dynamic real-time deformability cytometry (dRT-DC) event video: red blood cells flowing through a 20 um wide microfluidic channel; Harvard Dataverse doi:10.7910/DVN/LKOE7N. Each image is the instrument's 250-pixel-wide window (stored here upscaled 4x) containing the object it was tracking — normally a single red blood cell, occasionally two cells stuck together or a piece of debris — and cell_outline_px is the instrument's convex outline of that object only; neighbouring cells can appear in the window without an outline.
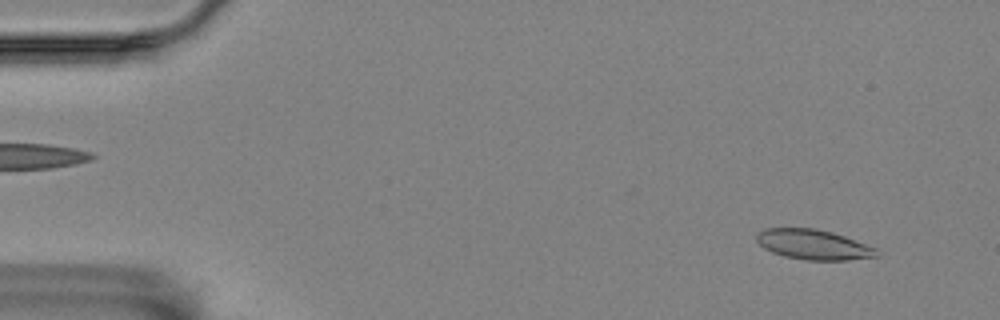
{"species": "Egyptian fruit bat (a non-hibernating species)", "species_latin": "Rousettus aegyptiacus", "temperature_condition": "room temperature", "stored_images_in_passage": 21, "camera_frame_rate_fps": 3000, "um_per_image_px": 0.085, "animal": {"sex": "female"}, "frame": {"image": 1, "passage_image": 5, "time_ms": 1.333, "image_size_px": [1000, 320], "cell_outline_px": [[880, 256], [848, 260], [804, 260], [784, 256], [772, 252], [764, 248], [756, 240], [756, 236], [764, 228], [812, 228], [832, 232], [844, 236], [876, 248]], "centroid_in_image_um": [69.14, 20.79], "position_along_channel_um": 15.9, "area_um2": 20.92}}
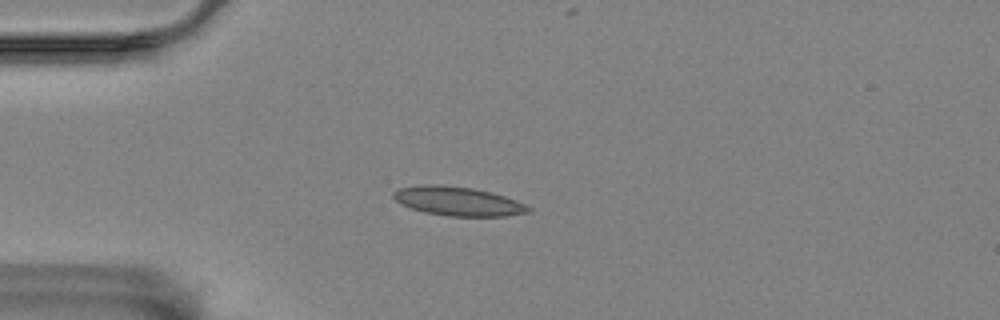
{"frame": {"image": 2, "passage_image": 15, "time_ms": 4.667, "image_size_px": [1000, 320], "cell_outline_px": [[532, 212], [508, 216], [448, 216], [424, 212], [400, 204], [392, 196], [392, 192], [400, 188], [420, 184], [440, 184], [472, 188], [492, 192], [516, 200], [532, 208]], "centroid_in_image_um": [38.93, 17.1], "position_along_channel_um": 46.1, "area_um2": 23.0}}
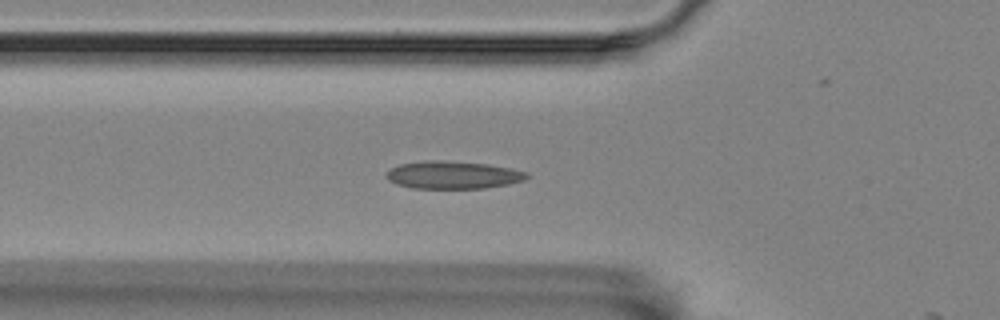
{"frame": {"image": 3, "passage_image": 20, "time_ms": 6.333, "image_size_px": [1000, 320], "cell_outline_px": [[528, 176], [524, 180], [508, 184], [484, 188], [412, 188], [396, 184], [388, 180], [384, 176], [392, 168], [400, 164], [424, 160], [436, 160], [488, 164], [528, 172]], "centroid_in_image_um": [38.47, 14.87], "position_along_channel_um": 87.3, "area_um2": 22.48}}